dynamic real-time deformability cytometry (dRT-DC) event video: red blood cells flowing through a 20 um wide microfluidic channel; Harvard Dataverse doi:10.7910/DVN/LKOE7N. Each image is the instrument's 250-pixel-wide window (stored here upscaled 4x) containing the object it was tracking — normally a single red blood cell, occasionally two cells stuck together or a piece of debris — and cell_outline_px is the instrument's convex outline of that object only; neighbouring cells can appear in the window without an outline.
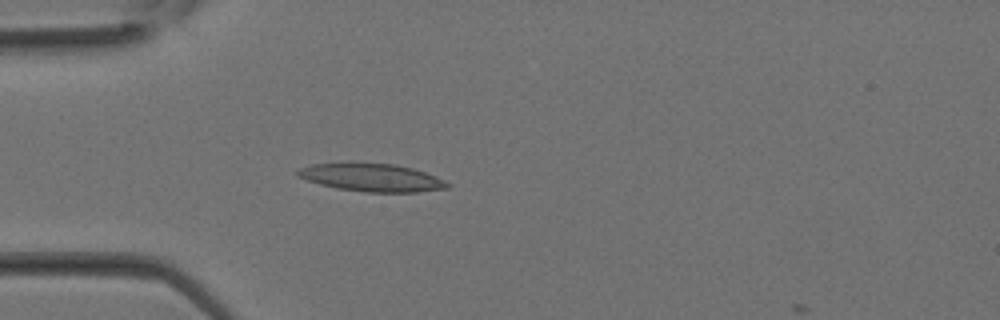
{"species": "Egyptian fruit bat (a non-hibernating species)", "species_latin": "Rousettus aegyptiacus", "temperature_condition": "room temperature", "stored_images_in_passage": 2, "camera_frame_rate_fps": 3000, "um_per_image_px": 0.085, "animal": {"sex": "female"}, "frame": {"image": 1, "passage_image": 1, "time_ms": 0.0, "image_size_px": [1000, 320], "cell_outline_px": [[452, 184], [448, 188], [416, 192], [368, 192], [336, 188], [320, 184], [308, 180], [300, 176], [296, 172], [300, 168], [312, 164], [344, 160], [352, 160], [396, 164], [412, 168], [424, 172], [444, 180]], "centroid_in_image_um": [31.56, 15.04], "position_along_channel_um": 53.4, "area_um2": 25.03}}